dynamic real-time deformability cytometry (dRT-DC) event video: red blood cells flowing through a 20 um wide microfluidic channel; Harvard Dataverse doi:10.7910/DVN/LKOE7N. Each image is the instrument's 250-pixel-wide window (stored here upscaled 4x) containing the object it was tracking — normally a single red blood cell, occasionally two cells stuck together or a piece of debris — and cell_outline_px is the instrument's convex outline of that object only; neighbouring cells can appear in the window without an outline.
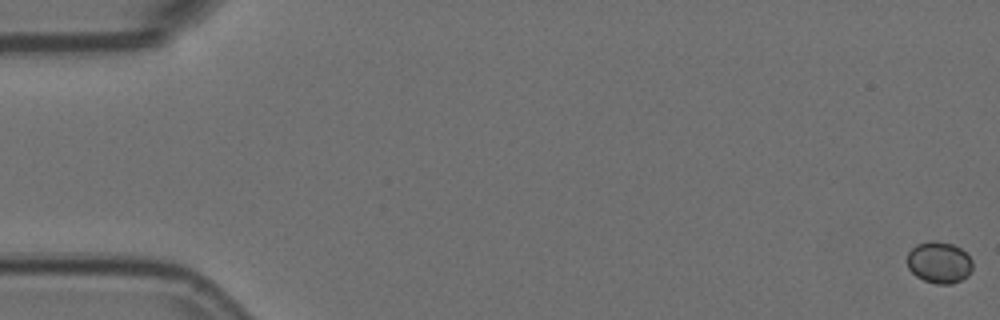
{"species": "Egyptian fruit bat (a non-hibernating species)", "species_latin": "Rousettus aegyptiacus", "temperature_condition": "room temperature", "stored_images_in_passage": 58, "camera_frame_rate_fps": 3000, "um_per_image_px": 0.085, "animal": {"sex": "female"}, "frame": {"image": 1, "passage_image": 1, "time_ms": 0.0, "image_size_px": [1000, 320], "cell_outline_px": [[972, 268], [968, 276], [952, 284], [936, 284], [924, 280], [916, 276], [908, 268], [908, 252], [916, 244], [928, 240], [936, 240], [952, 244], [960, 248], [972, 260]], "centroid_in_image_um": [79.82, 22.3], "position_along_channel_um": 5.2, "area_um2": 15.9}}
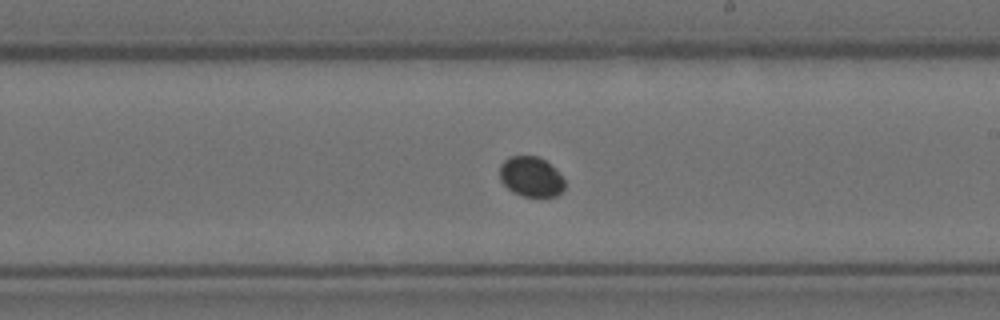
{"frame": {"image": 2, "passage_image": 34, "time_ms": 11.0, "image_size_px": [1000, 320], "cell_outline_px": [[564, 188], [556, 196], [524, 196], [512, 192], [500, 180], [500, 164], [504, 160], [512, 156], [536, 156], [544, 160], [564, 180]], "centroid_in_image_um": [45.09, 15.03], "position_along_channel_um": 243.9, "area_um2": 14.8}}
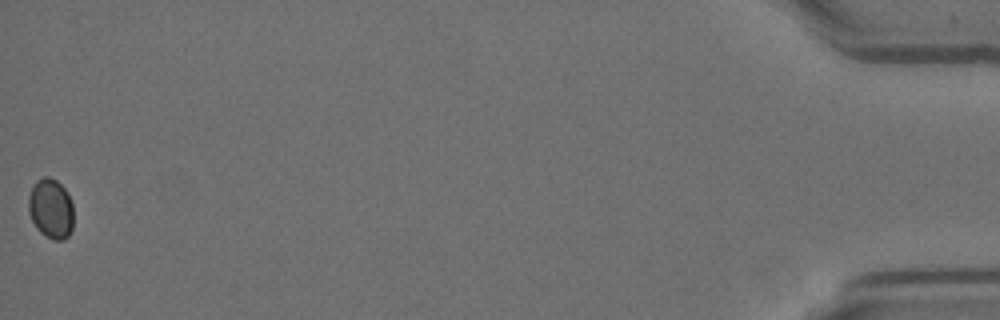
{"frame": {"image": 3, "passage_image": 58, "time_ms": 19.0, "image_size_px": [1000, 320], "cell_outline_px": [[72, 228], [68, 236], [64, 240], [52, 240], [44, 236], [36, 228], [28, 212], [28, 196], [36, 180], [44, 176], [48, 176], [56, 180], [64, 188], [72, 204]], "centroid_in_image_um": [4.3, 17.75], "position_along_channel_um": 430.9, "area_um2": 15.78}}